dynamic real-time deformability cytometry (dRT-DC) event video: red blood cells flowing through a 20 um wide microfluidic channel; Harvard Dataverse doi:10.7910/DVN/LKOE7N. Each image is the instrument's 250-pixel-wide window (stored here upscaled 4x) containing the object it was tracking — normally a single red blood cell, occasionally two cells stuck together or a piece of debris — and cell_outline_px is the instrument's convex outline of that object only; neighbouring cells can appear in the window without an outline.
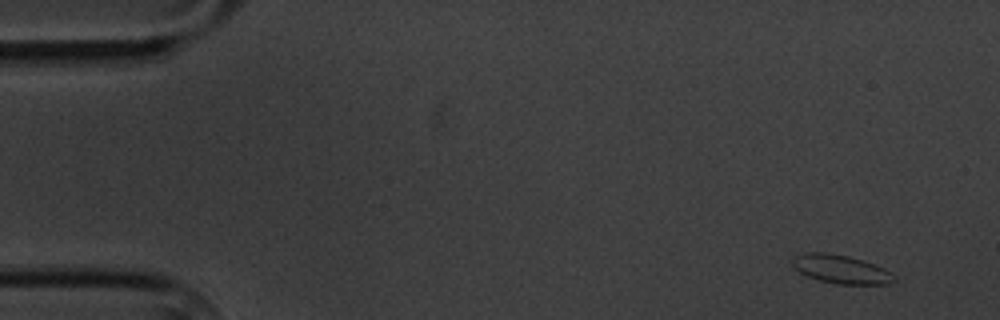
{"species": "common noctule bat (a hibernating species)", "species_latin": "Nyctalus noctula", "temperature_condition": "cold", "stored_images_in_passage": 5, "camera_frame_rate_fps": 3000, "um_per_image_px": 0.085, "animal": {"sex": "male", "body_mass_g": 20.1, "forearm_length_mm": 53.5}, "frame": {"image": 1, "passage_image": 1, "time_ms": 0.0, "image_size_px": [1000, 320], "cell_outline_px": [[896, 280], [888, 284], [836, 284], [820, 280], [808, 276], [800, 272], [792, 264], [792, 260], [796, 256], [804, 252], [824, 252], [848, 256], [864, 260], [884, 268], [892, 272], [896, 276]], "centroid_in_image_um": [71.53, 22.88], "position_along_channel_um": 13.5, "area_um2": 16.94}}
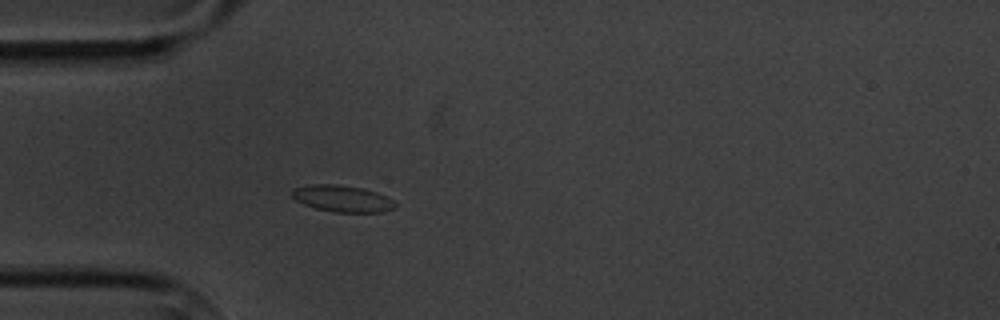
{"frame": {"image": 2, "passage_image": 5, "time_ms": 4.333, "image_size_px": [1000, 320], "cell_outline_px": [[396, 208], [380, 212], [336, 212], [316, 208], [304, 204], [296, 200], [292, 196], [292, 192], [296, 188], [308, 184], [336, 184], [360, 188], [376, 192], [392, 200], [396, 204]], "centroid_in_image_um": [29.09, 16.88], "position_along_channel_um": 55.9, "area_um2": 15.72}}